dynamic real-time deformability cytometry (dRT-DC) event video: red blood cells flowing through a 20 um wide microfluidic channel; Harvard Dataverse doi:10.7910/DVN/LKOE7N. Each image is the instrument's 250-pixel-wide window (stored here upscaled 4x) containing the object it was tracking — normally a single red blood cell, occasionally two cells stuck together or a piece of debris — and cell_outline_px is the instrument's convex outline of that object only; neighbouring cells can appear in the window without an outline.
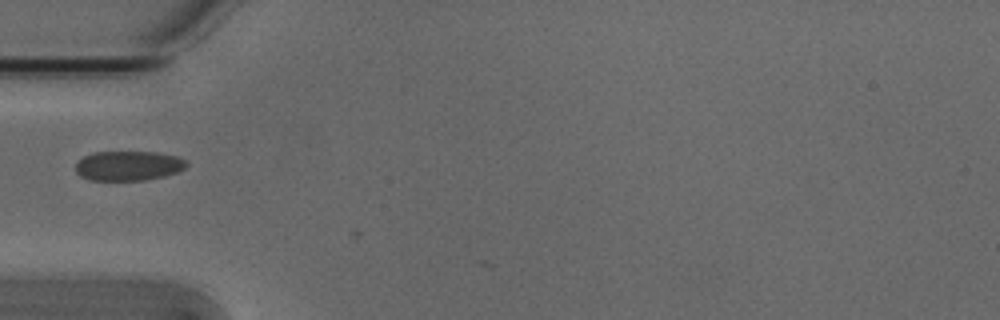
{"species": "Egyptian fruit bat (a non-hibernating species)", "species_latin": "Rousettus aegyptiacus", "temperature_condition": "cold", "stored_images_in_passage": 2, "camera_frame_rate_fps": 3000, "um_per_image_px": 0.085, "animal": {"sex": "male"}, "frame": {"image": 1, "passage_image": 1, "time_ms": 0.0, "image_size_px": [1000, 320], "cell_outline_px": [[188, 164], [184, 168], [176, 172], [164, 176], [144, 180], [88, 180], [80, 176], [76, 172], [76, 164], [84, 156], [92, 152], [156, 152], [180, 156], [188, 160]], "centroid_in_image_um": [10.94, 14.08], "position_along_channel_um": 74.1, "area_um2": 19.31}}